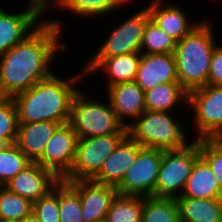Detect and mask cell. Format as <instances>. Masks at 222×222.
<instances>
[{
  "instance_id": "cell-1",
  "label": "cell",
  "mask_w": 222,
  "mask_h": 222,
  "mask_svg": "<svg viewBox=\"0 0 222 222\" xmlns=\"http://www.w3.org/2000/svg\"><path fill=\"white\" fill-rule=\"evenodd\" d=\"M60 31V21H43L21 43L0 54V97L13 98L53 74L48 65L56 50H66L58 42Z\"/></svg>"
},
{
  "instance_id": "cell-2",
  "label": "cell",
  "mask_w": 222,
  "mask_h": 222,
  "mask_svg": "<svg viewBox=\"0 0 222 222\" xmlns=\"http://www.w3.org/2000/svg\"><path fill=\"white\" fill-rule=\"evenodd\" d=\"M82 75L61 80L56 74L38 81L30 89L13 97L18 112V123L41 121L69 123L73 97L79 91L74 84ZM72 84V85H71Z\"/></svg>"
},
{
  "instance_id": "cell-3",
  "label": "cell",
  "mask_w": 222,
  "mask_h": 222,
  "mask_svg": "<svg viewBox=\"0 0 222 222\" xmlns=\"http://www.w3.org/2000/svg\"><path fill=\"white\" fill-rule=\"evenodd\" d=\"M212 22L199 23L177 42L174 57L177 78L187 91L206 86L215 45Z\"/></svg>"
},
{
  "instance_id": "cell-4",
  "label": "cell",
  "mask_w": 222,
  "mask_h": 222,
  "mask_svg": "<svg viewBox=\"0 0 222 222\" xmlns=\"http://www.w3.org/2000/svg\"><path fill=\"white\" fill-rule=\"evenodd\" d=\"M168 112L144 111L134 122L127 124V135L140 146L161 150L187 147L182 124Z\"/></svg>"
},
{
  "instance_id": "cell-5",
  "label": "cell",
  "mask_w": 222,
  "mask_h": 222,
  "mask_svg": "<svg viewBox=\"0 0 222 222\" xmlns=\"http://www.w3.org/2000/svg\"><path fill=\"white\" fill-rule=\"evenodd\" d=\"M79 90L73 97L69 124L78 138L98 137L113 133H127L125 127L109 106L97 100H88Z\"/></svg>"
},
{
  "instance_id": "cell-6",
  "label": "cell",
  "mask_w": 222,
  "mask_h": 222,
  "mask_svg": "<svg viewBox=\"0 0 222 222\" xmlns=\"http://www.w3.org/2000/svg\"><path fill=\"white\" fill-rule=\"evenodd\" d=\"M200 156L199 139L182 149L163 150L155 187V197H179L183 192L182 190H184L196 160ZM180 189L181 192L179 191Z\"/></svg>"
},
{
  "instance_id": "cell-7",
  "label": "cell",
  "mask_w": 222,
  "mask_h": 222,
  "mask_svg": "<svg viewBox=\"0 0 222 222\" xmlns=\"http://www.w3.org/2000/svg\"><path fill=\"white\" fill-rule=\"evenodd\" d=\"M150 14L147 7L143 8L130 19L113 29L109 38L101 45L95 56L86 63L82 75L93 73V70L107 57L141 52L143 32Z\"/></svg>"
},
{
  "instance_id": "cell-8",
  "label": "cell",
  "mask_w": 222,
  "mask_h": 222,
  "mask_svg": "<svg viewBox=\"0 0 222 222\" xmlns=\"http://www.w3.org/2000/svg\"><path fill=\"white\" fill-rule=\"evenodd\" d=\"M126 136L127 133H113L98 137L78 138L73 166L62 180H91Z\"/></svg>"
},
{
  "instance_id": "cell-9",
  "label": "cell",
  "mask_w": 222,
  "mask_h": 222,
  "mask_svg": "<svg viewBox=\"0 0 222 222\" xmlns=\"http://www.w3.org/2000/svg\"><path fill=\"white\" fill-rule=\"evenodd\" d=\"M163 150L140 146L135 163L116 186L118 194L154 196Z\"/></svg>"
},
{
  "instance_id": "cell-10",
  "label": "cell",
  "mask_w": 222,
  "mask_h": 222,
  "mask_svg": "<svg viewBox=\"0 0 222 222\" xmlns=\"http://www.w3.org/2000/svg\"><path fill=\"white\" fill-rule=\"evenodd\" d=\"M187 103L195 110L197 139H214L222 132V86L207 84L191 90Z\"/></svg>"
},
{
  "instance_id": "cell-11",
  "label": "cell",
  "mask_w": 222,
  "mask_h": 222,
  "mask_svg": "<svg viewBox=\"0 0 222 222\" xmlns=\"http://www.w3.org/2000/svg\"><path fill=\"white\" fill-rule=\"evenodd\" d=\"M78 136L69 123L61 124L45 146L42 157L37 161L62 180L73 166Z\"/></svg>"
},
{
  "instance_id": "cell-12",
  "label": "cell",
  "mask_w": 222,
  "mask_h": 222,
  "mask_svg": "<svg viewBox=\"0 0 222 222\" xmlns=\"http://www.w3.org/2000/svg\"><path fill=\"white\" fill-rule=\"evenodd\" d=\"M80 196L84 222L105 220L111 202L118 194L115 186L93 180H64Z\"/></svg>"
},
{
  "instance_id": "cell-13",
  "label": "cell",
  "mask_w": 222,
  "mask_h": 222,
  "mask_svg": "<svg viewBox=\"0 0 222 222\" xmlns=\"http://www.w3.org/2000/svg\"><path fill=\"white\" fill-rule=\"evenodd\" d=\"M60 179L37 162H31L4 187L32 203L46 195Z\"/></svg>"
},
{
  "instance_id": "cell-14",
  "label": "cell",
  "mask_w": 222,
  "mask_h": 222,
  "mask_svg": "<svg viewBox=\"0 0 222 222\" xmlns=\"http://www.w3.org/2000/svg\"><path fill=\"white\" fill-rule=\"evenodd\" d=\"M135 82L144 92L162 83L179 82L174 54L141 53Z\"/></svg>"
},
{
  "instance_id": "cell-15",
  "label": "cell",
  "mask_w": 222,
  "mask_h": 222,
  "mask_svg": "<svg viewBox=\"0 0 222 222\" xmlns=\"http://www.w3.org/2000/svg\"><path fill=\"white\" fill-rule=\"evenodd\" d=\"M40 15L42 13L30 4L25 11L17 14L6 13L0 8V54L21 43L33 32L30 28L37 23Z\"/></svg>"
},
{
  "instance_id": "cell-16",
  "label": "cell",
  "mask_w": 222,
  "mask_h": 222,
  "mask_svg": "<svg viewBox=\"0 0 222 222\" xmlns=\"http://www.w3.org/2000/svg\"><path fill=\"white\" fill-rule=\"evenodd\" d=\"M139 147L140 145L127 135L91 180L116 187L135 163Z\"/></svg>"
},
{
  "instance_id": "cell-17",
  "label": "cell",
  "mask_w": 222,
  "mask_h": 222,
  "mask_svg": "<svg viewBox=\"0 0 222 222\" xmlns=\"http://www.w3.org/2000/svg\"><path fill=\"white\" fill-rule=\"evenodd\" d=\"M108 98L118 120L127 127L124 120L127 117L137 119L144 111V91L135 82L118 83L108 87Z\"/></svg>"
},
{
  "instance_id": "cell-18",
  "label": "cell",
  "mask_w": 222,
  "mask_h": 222,
  "mask_svg": "<svg viewBox=\"0 0 222 222\" xmlns=\"http://www.w3.org/2000/svg\"><path fill=\"white\" fill-rule=\"evenodd\" d=\"M60 125L52 121L19 123L15 144L31 162H37Z\"/></svg>"
},
{
  "instance_id": "cell-19",
  "label": "cell",
  "mask_w": 222,
  "mask_h": 222,
  "mask_svg": "<svg viewBox=\"0 0 222 222\" xmlns=\"http://www.w3.org/2000/svg\"><path fill=\"white\" fill-rule=\"evenodd\" d=\"M179 197L196 199L222 198L216 175L202 156L196 160L184 190Z\"/></svg>"
},
{
  "instance_id": "cell-20",
  "label": "cell",
  "mask_w": 222,
  "mask_h": 222,
  "mask_svg": "<svg viewBox=\"0 0 222 222\" xmlns=\"http://www.w3.org/2000/svg\"><path fill=\"white\" fill-rule=\"evenodd\" d=\"M161 0L147 6L150 18L177 42L186 36L198 22L191 25L186 14L177 6L160 7Z\"/></svg>"
},
{
  "instance_id": "cell-21",
  "label": "cell",
  "mask_w": 222,
  "mask_h": 222,
  "mask_svg": "<svg viewBox=\"0 0 222 222\" xmlns=\"http://www.w3.org/2000/svg\"><path fill=\"white\" fill-rule=\"evenodd\" d=\"M180 222H222V198H175Z\"/></svg>"
},
{
  "instance_id": "cell-22",
  "label": "cell",
  "mask_w": 222,
  "mask_h": 222,
  "mask_svg": "<svg viewBox=\"0 0 222 222\" xmlns=\"http://www.w3.org/2000/svg\"><path fill=\"white\" fill-rule=\"evenodd\" d=\"M141 52H133L105 58L93 71L103 69L108 74V87L118 83L135 81Z\"/></svg>"
},
{
  "instance_id": "cell-23",
  "label": "cell",
  "mask_w": 222,
  "mask_h": 222,
  "mask_svg": "<svg viewBox=\"0 0 222 222\" xmlns=\"http://www.w3.org/2000/svg\"><path fill=\"white\" fill-rule=\"evenodd\" d=\"M181 99L187 103L188 92L179 82L162 83L144 92L145 108L152 112H168Z\"/></svg>"
},
{
  "instance_id": "cell-24",
  "label": "cell",
  "mask_w": 222,
  "mask_h": 222,
  "mask_svg": "<svg viewBox=\"0 0 222 222\" xmlns=\"http://www.w3.org/2000/svg\"><path fill=\"white\" fill-rule=\"evenodd\" d=\"M143 196L117 194L105 217L106 222H141Z\"/></svg>"
},
{
  "instance_id": "cell-25",
  "label": "cell",
  "mask_w": 222,
  "mask_h": 222,
  "mask_svg": "<svg viewBox=\"0 0 222 222\" xmlns=\"http://www.w3.org/2000/svg\"><path fill=\"white\" fill-rule=\"evenodd\" d=\"M141 222H180L175 198L144 197Z\"/></svg>"
},
{
  "instance_id": "cell-26",
  "label": "cell",
  "mask_w": 222,
  "mask_h": 222,
  "mask_svg": "<svg viewBox=\"0 0 222 222\" xmlns=\"http://www.w3.org/2000/svg\"><path fill=\"white\" fill-rule=\"evenodd\" d=\"M177 41L163 31L151 18L147 21L141 43V53L171 54L174 53ZM146 50L142 51V50Z\"/></svg>"
},
{
  "instance_id": "cell-27",
  "label": "cell",
  "mask_w": 222,
  "mask_h": 222,
  "mask_svg": "<svg viewBox=\"0 0 222 222\" xmlns=\"http://www.w3.org/2000/svg\"><path fill=\"white\" fill-rule=\"evenodd\" d=\"M33 210V203L0 186V220L22 221Z\"/></svg>"
},
{
  "instance_id": "cell-28",
  "label": "cell",
  "mask_w": 222,
  "mask_h": 222,
  "mask_svg": "<svg viewBox=\"0 0 222 222\" xmlns=\"http://www.w3.org/2000/svg\"><path fill=\"white\" fill-rule=\"evenodd\" d=\"M60 222H84L79 194L64 180L58 182Z\"/></svg>"
},
{
  "instance_id": "cell-29",
  "label": "cell",
  "mask_w": 222,
  "mask_h": 222,
  "mask_svg": "<svg viewBox=\"0 0 222 222\" xmlns=\"http://www.w3.org/2000/svg\"><path fill=\"white\" fill-rule=\"evenodd\" d=\"M126 2L129 0H59L56 5L82 16H100L123 6Z\"/></svg>"
},
{
  "instance_id": "cell-30",
  "label": "cell",
  "mask_w": 222,
  "mask_h": 222,
  "mask_svg": "<svg viewBox=\"0 0 222 222\" xmlns=\"http://www.w3.org/2000/svg\"><path fill=\"white\" fill-rule=\"evenodd\" d=\"M30 163L15 143L0 152V186H4Z\"/></svg>"
},
{
  "instance_id": "cell-31",
  "label": "cell",
  "mask_w": 222,
  "mask_h": 222,
  "mask_svg": "<svg viewBox=\"0 0 222 222\" xmlns=\"http://www.w3.org/2000/svg\"><path fill=\"white\" fill-rule=\"evenodd\" d=\"M18 112L13 98L0 97V138L15 143L18 131Z\"/></svg>"
},
{
  "instance_id": "cell-32",
  "label": "cell",
  "mask_w": 222,
  "mask_h": 222,
  "mask_svg": "<svg viewBox=\"0 0 222 222\" xmlns=\"http://www.w3.org/2000/svg\"><path fill=\"white\" fill-rule=\"evenodd\" d=\"M32 212L40 222H60L58 183L46 195L33 202Z\"/></svg>"
},
{
  "instance_id": "cell-33",
  "label": "cell",
  "mask_w": 222,
  "mask_h": 222,
  "mask_svg": "<svg viewBox=\"0 0 222 222\" xmlns=\"http://www.w3.org/2000/svg\"><path fill=\"white\" fill-rule=\"evenodd\" d=\"M199 151L216 175L222 197V146L215 139H199Z\"/></svg>"
},
{
  "instance_id": "cell-34",
  "label": "cell",
  "mask_w": 222,
  "mask_h": 222,
  "mask_svg": "<svg viewBox=\"0 0 222 222\" xmlns=\"http://www.w3.org/2000/svg\"><path fill=\"white\" fill-rule=\"evenodd\" d=\"M208 84L222 86V46H216L212 55Z\"/></svg>"
},
{
  "instance_id": "cell-35",
  "label": "cell",
  "mask_w": 222,
  "mask_h": 222,
  "mask_svg": "<svg viewBox=\"0 0 222 222\" xmlns=\"http://www.w3.org/2000/svg\"><path fill=\"white\" fill-rule=\"evenodd\" d=\"M48 0H30V5L36 7L42 14L45 10V8H47L46 5H48ZM59 0H56L54 2V4H56Z\"/></svg>"
},
{
  "instance_id": "cell-36",
  "label": "cell",
  "mask_w": 222,
  "mask_h": 222,
  "mask_svg": "<svg viewBox=\"0 0 222 222\" xmlns=\"http://www.w3.org/2000/svg\"><path fill=\"white\" fill-rule=\"evenodd\" d=\"M21 222H40V221L38 217L33 212H31Z\"/></svg>"
},
{
  "instance_id": "cell-37",
  "label": "cell",
  "mask_w": 222,
  "mask_h": 222,
  "mask_svg": "<svg viewBox=\"0 0 222 222\" xmlns=\"http://www.w3.org/2000/svg\"><path fill=\"white\" fill-rule=\"evenodd\" d=\"M11 144L4 138H0V152L4 151Z\"/></svg>"
},
{
  "instance_id": "cell-38",
  "label": "cell",
  "mask_w": 222,
  "mask_h": 222,
  "mask_svg": "<svg viewBox=\"0 0 222 222\" xmlns=\"http://www.w3.org/2000/svg\"><path fill=\"white\" fill-rule=\"evenodd\" d=\"M222 146V132L214 138Z\"/></svg>"
},
{
  "instance_id": "cell-39",
  "label": "cell",
  "mask_w": 222,
  "mask_h": 222,
  "mask_svg": "<svg viewBox=\"0 0 222 222\" xmlns=\"http://www.w3.org/2000/svg\"><path fill=\"white\" fill-rule=\"evenodd\" d=\"M0 222H21V221L0 220Z\"/></svg>"
}]
</instances>
